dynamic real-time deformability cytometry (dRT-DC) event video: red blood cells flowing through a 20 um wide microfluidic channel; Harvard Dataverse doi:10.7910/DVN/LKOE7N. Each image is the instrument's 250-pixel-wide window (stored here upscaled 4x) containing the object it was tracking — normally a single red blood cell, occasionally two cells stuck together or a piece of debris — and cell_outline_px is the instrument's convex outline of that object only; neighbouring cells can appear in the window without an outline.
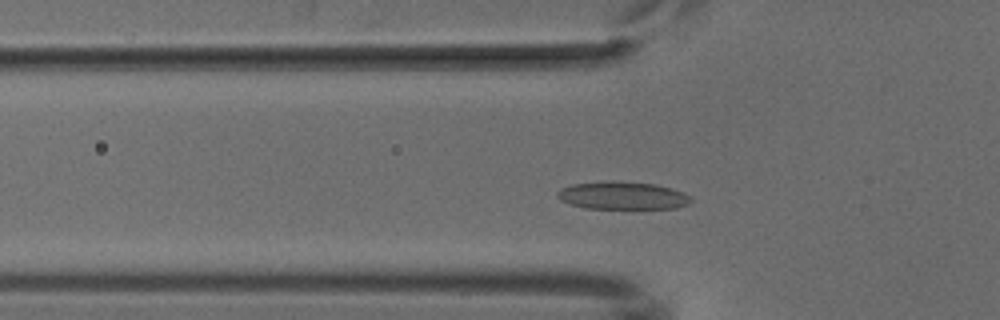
{"species": "common noctule bat (a hibernating species)", "species_latin": "Nyctalus noctula", "temperature_condition": "cold", "stored_images_in_passage": 19, "camera_frame_rate_fps": 3000, "um_per_image_px": 0.085, "animal": {"sex": "male", "body_mass_g": 18.8}, "frame": {"image": 1, "passage_image": 11, "time_ms": 3.333, "image_size_px": [1000, 320], "cell_outline_px": [[692, 200], [688, 204], [676, 208], [584, 208], [560, 200], [556, 196], [556, 192], [560, 188], [572, 184], [656, 184], [672, 188], [684, 192]], "centroid_in_image_um": [52.94, 16.67], "position_along_channel_um": 72.9, "area_um2": 20.46}}
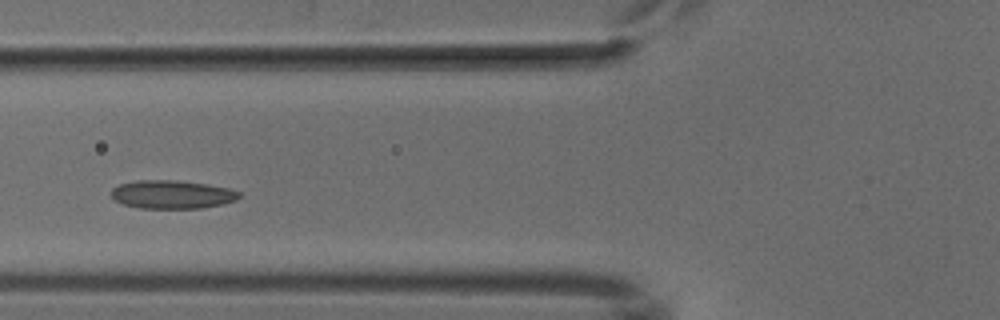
{"frame": {"image": 2, "passage_image": 14, "time_ms": 4.333, "image_size_px": [1000, 320], "cell_outline_px": [[240, 196], [236, 200], [220, 204], [200, 208], [140, 208], [124, 204], [116, 200], [112, 196], [112, 188], [120, 184], [136, 180], [176, 180], [204, 184], [228, 188], [240, 192]], "centroid_in_image_um": [14.61, 16.52], "position_along_channel_um": 111.2, "area_um2": 20.87}}
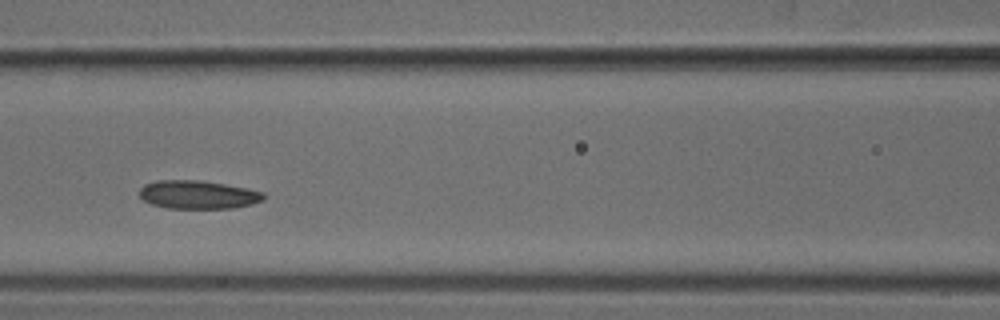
{"frame": {"image": 3, "passage_image": 17, "time_ms": 5.333, "image_size_px": [1000, 320], "cell_outline_px": [[268, 196], [264, 200], [252, 204], [232, 208], [168, 208], [152, 204], [144, 200], [140, 196], [140, 188], [144, 184], [156, 180], [200, 180], [248, 188], [264, 192]], "centroid_in_image_um": [16.87, 16.54], "position_along_channel_um": 149.7, "area_um2": 20.63}}